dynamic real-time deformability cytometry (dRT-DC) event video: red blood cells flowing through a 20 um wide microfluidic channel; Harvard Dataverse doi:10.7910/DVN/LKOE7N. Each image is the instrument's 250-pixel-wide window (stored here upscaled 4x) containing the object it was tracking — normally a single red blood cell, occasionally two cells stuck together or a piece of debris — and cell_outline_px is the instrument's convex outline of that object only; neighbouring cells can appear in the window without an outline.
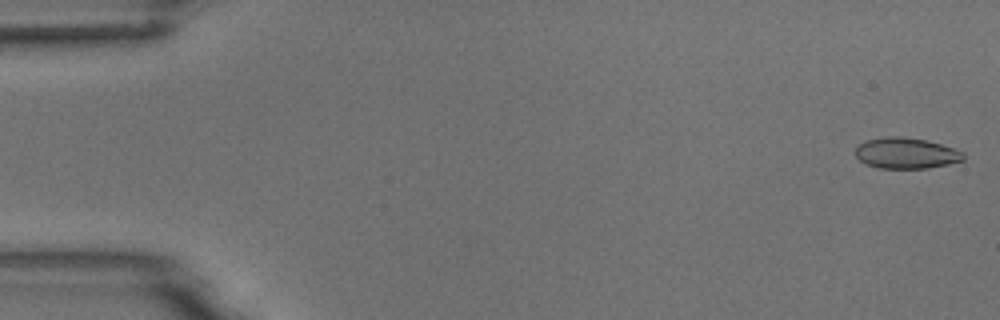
{"species": "common noctule bat (a hibernating species)", "species_latin": "Nyctalus noctula", "temperature_condition": "room temperature", "stored_images_in_passage": 48, "camera_frame_rate_fps": 3000, "um_per_image_px": 0.085, "animal": {"sex": "male", "body_mass_g": 18.8}, "frame": {"image": 1, "passage_image": 1, "time_ms": 0.0, "image_size_px": [1000, 320], "cell_outline_px": [[964, 160], [948, 164], [928, 168], [880, 168], [868, 164], [860, 160], [856, 156], [856, 148], [860, 144], [868, 140], [888, 136], [904, 136], [928, 140], [964, 152]], "centroid_in_image_um": [77.05, 13.01], "position_along_channel_um": 8.0, "area_um2": 19.31}}
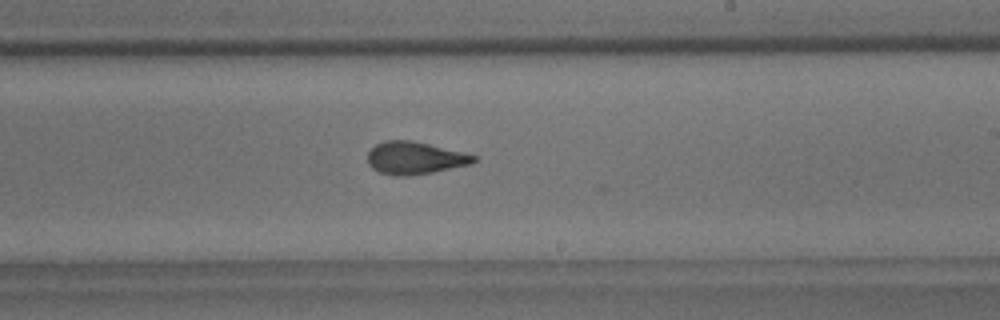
{"frame": {"image": 2, "passage_image": 32, "time_ms": 10.333, "image_size_px": [1000, 320], "cell_outline_px": [[480, 160], [472, 164], [432, 172], [408, 176], [392, 176], [380, 172], [372, 168], [368, 164], [368, 152], [376, 144], [384, 140], [412, 140], [464, 152], [476, 156]], "centroid_in_image_um": [35.28, 13.43], "position_along_channel_um": 253.7, "area_um2": 20.29}}
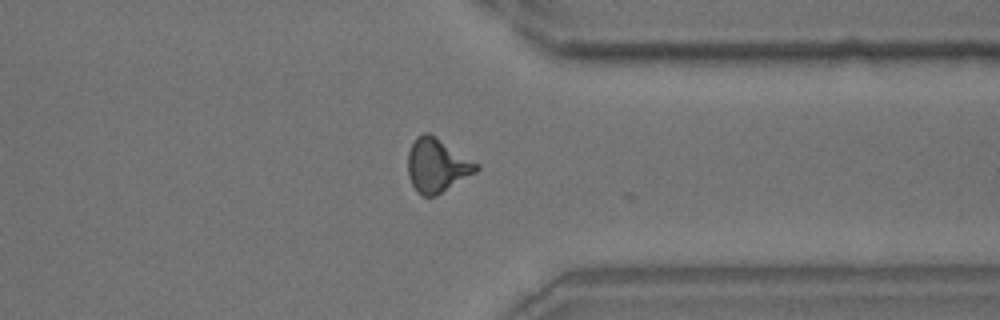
{"frame": {"image": 3, "passage_image": 42, "time_ms": 13.667, "image_size_px": [1000, 320], "cell_outline_px": [[480, 168], [476, 172], [436, 196], [420, 196], [416, 192], [408, 176], [408, 152], [416, 136], [424, 132], [428, 132], [436, 136], [480, 164]], "centroid_in_image_um": [37.14, 14.05], "position_along_channel_um": 374.3, "area_um2": 21.68}, "authors_computed_cell_mechanics": {"area_um2": 20.2589, "velocity_mm_per_s": 3.7171, "shape_relaxation_time_tau1_ms": 5.1405, "shape_relaxation_time_tau2_ms": 1.5804, "deformation_change_tau1": 0.1601, "deformation_change_tau2": 0.09}}